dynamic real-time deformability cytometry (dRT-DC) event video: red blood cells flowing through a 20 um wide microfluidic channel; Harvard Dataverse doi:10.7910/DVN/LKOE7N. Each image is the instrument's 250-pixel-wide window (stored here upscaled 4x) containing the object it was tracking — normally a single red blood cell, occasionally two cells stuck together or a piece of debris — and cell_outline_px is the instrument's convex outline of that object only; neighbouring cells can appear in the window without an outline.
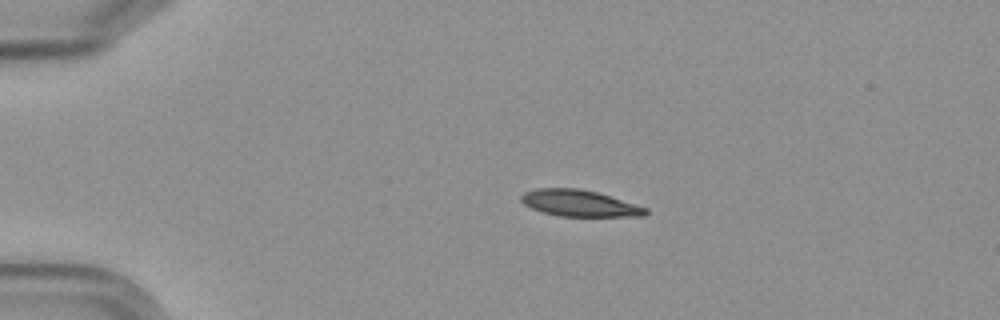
{"species": "Egyptian fruit bat (a non-hibernating species)", "species_latin": "Rousettus aegyptiacus", "temperature_condition": "cold", "stored_images_in_passage": 2, "camera_frame_rate_fps": 3000, "um_per_image_px": 0.085, "frame": {"image": 1, "passage_image": 1, "time_ms": 0.0, "image_size_px": [1000, 320], "cell_outline_px": [[648, 212], [644, 216], [560, 216], [544, 212], [532, 208], [524, 204], [520, 200], [520, 196], [524, 192], [536, 188], [576, 188], [596, 192], [648, 208]], "centroid_in_image_um": [49.23, 17.27], "position_along_channel_um": 35.8, "area_um2": 18.96}}